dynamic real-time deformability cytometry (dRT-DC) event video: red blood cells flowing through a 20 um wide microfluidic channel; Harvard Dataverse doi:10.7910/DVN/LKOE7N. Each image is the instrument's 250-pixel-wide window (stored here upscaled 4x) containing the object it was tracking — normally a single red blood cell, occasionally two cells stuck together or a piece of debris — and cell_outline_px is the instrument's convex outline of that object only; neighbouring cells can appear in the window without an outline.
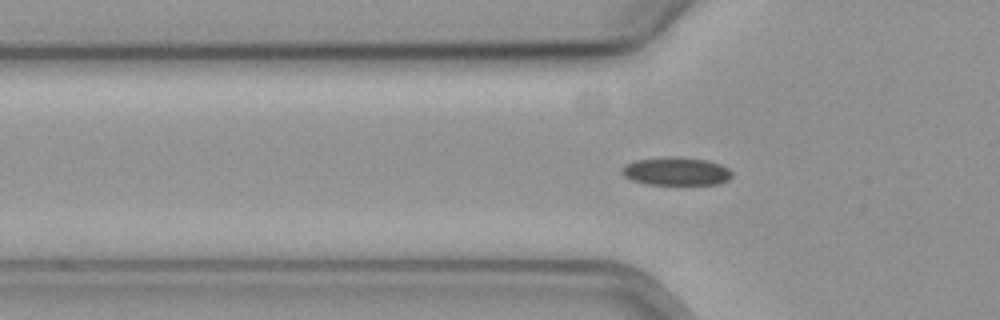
{"species": "common noctule bat (a hibernating species)", "species_latin": "Nyctalus noctula", "temperature_condition": "cold", "stored_images_in_passage": 46, "camera_frame_rate_fps": 3000, "um_per_image_px": 0.085, "animal": {"sex": "female", "body_mass_g": 19.3, "forearm_length_mm": 54.1}, "frame": {"image": 1, "passage_image": 7, "time_ms": 2.0, "image_size_px": [1000, 320], "cell_outline_px": [[732, 176], [728, 180], [720, 184], [648, 184], [632, 180], [624, 176], [620, 172], [620, 168], [624, 164], [636, 160], [708, 160], [720, 164], [728, 168], [732, 172]], "centroid_in_image_um": [57.48, 14.62], "position_along_channel_um": 68.3, "area_um2": 17.11}}
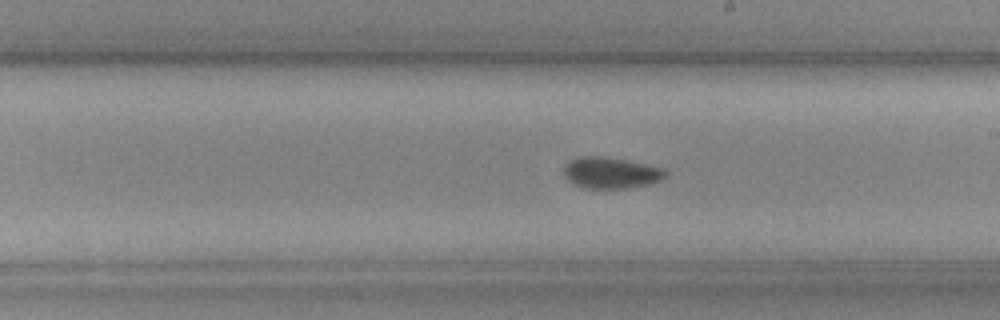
{"frame": {"image": 2, "passage_image": 21, "time_ms": 6.667, "image_size_px": [1000, 320], "cell_outline_px": [[668, 176], [652, 184], [628, 188], [580, 188], [568, 180], [564, 176], [564, 164], [568, 160], [576, 156], [596, 156], [624, 160], [664, 168], [668, 172]], "centroid_in_image_um": [51.91, 14.7], "position_along_channel_um": 237.1, "area_um2": 18.73}}
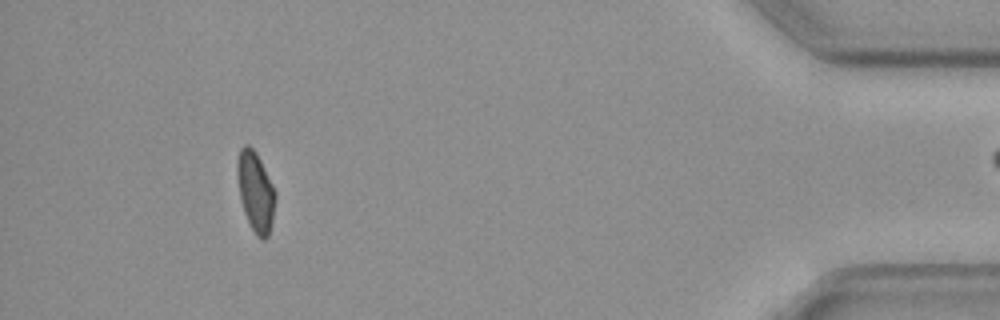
{"frame": {"image": 3, "passage_image": 41, "time_ms": 13.333, "image_size_px": [1000, 320], "cell_outline_px": [[276, 196], [272, 220], [268, 236], [264, 240], [260, 240], [256, 236], [244, 212], [240, 200], [236, 168], [236, 160], [240, 148], [244, 144], [248, 144], [256, 152], [276, 192]], "centroid_in_image_um": [21.7, 16.27], "position_along_channel_um": 413.5, "area_um2": 17.74}, "authors_computed_cell_mechanics": {"area_um2": 18.207, "velocity_mm_per_s": 3.638, "shape_relaxation_time_tau1_ms": null, "shape_relaxation_time_tau2_ms": 5.8813, "deformation_change_tau1": null, "deformation_change_tau2": 0.0882}}